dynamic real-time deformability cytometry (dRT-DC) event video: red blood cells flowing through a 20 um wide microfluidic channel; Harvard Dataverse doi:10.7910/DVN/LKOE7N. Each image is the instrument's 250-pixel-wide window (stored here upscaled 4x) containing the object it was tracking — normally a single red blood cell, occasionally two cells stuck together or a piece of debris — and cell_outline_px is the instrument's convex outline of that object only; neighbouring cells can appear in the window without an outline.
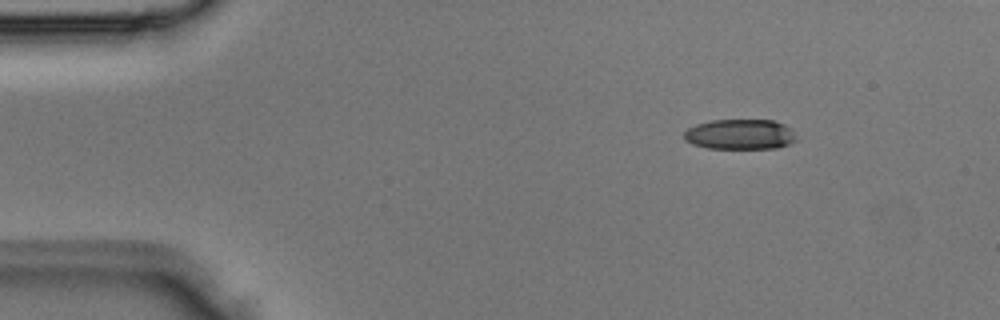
{"species": "Egyptian fruit bat (a non-hibernating species)", "species_latin": "Rousettus aegyptiacus", "temperature_condition": "room temperature", "stored_images_in_passage": 3, "camera_frame_rate_fps": 3000, "um_per_image_px": 0.085, "animal": {"sex": "male"}, "frame": {"image": 1, "passage_image": 3, "time_ms": 0.667, "image_size_px": [1000, 320], "cell_outline_px": [[796, 140], [788, 144], [776, 148], [708, 148], [692, 144], [684, 140], [684, 132], [688, 128], [696, 124], [712, 120], [772, 120], [784, 124], [792, 128], [796, 136]], "centroid_in_image_um": [62.9, 11.41], "position_along_channel_um": 22.1, "area_um2": 19.83}}